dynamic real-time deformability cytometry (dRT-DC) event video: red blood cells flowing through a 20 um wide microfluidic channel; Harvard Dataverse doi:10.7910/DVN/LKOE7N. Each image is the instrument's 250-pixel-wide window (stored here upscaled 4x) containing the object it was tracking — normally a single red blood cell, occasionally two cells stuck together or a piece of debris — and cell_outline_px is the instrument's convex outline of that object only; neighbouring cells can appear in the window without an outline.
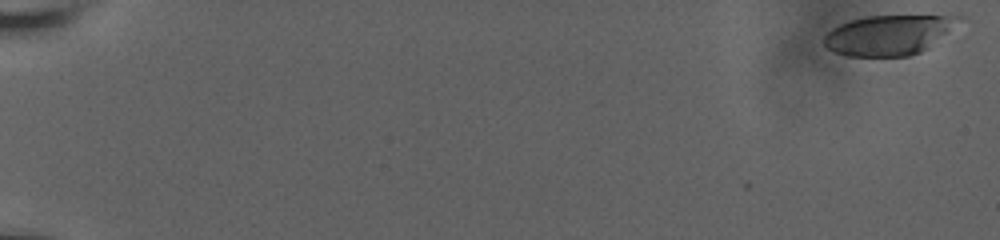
{"species": "human", "species_latin": "Homo sapiens", "temperature_condition": "room temperature", "stored_images_in_passage": 34, "camera_frame_rate_fps": 3000, "um_per_image_px": 0.085, "donor": {"sex": "male"}, "frame": {"image": 1, "passage_image": 1, "time_ms": 0.0, "image_size_px": [1000, 240], "cell_outline_px": [[968, 20], [928, 48], [920, 52], [908, 56], [848, 56], [836, 52], [828, 48], [824, 44], [824, 36], [832, 28], [840, 24], [852, 20], [868, 16], [968, 16]], "centroid_in_image_um": [75.66, 2.96], "position_along_channel_um": 9.3, "area_um2": 31.67}}
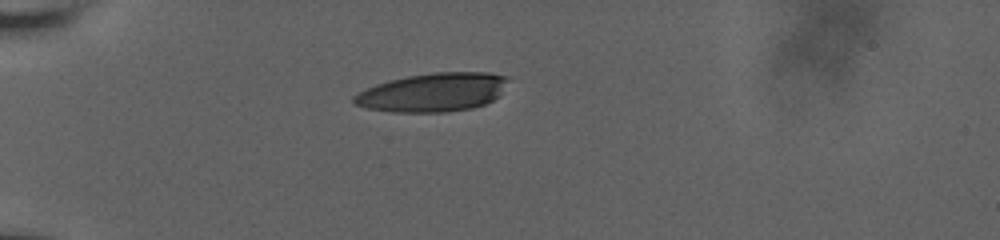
{"frame": {"image": 2, "passage_image": 24, "time_ms": 6.0, "image_size_px": [1000, 240], "cell_outline_px": [[508, 80], [500, 96], [484, 104], [472, 108], [448, 112], [392, 112], [364, 108], [352, 104], [352, 96], [376, 84], [388, 80], [408, 76], [432, 72], [488, 72], [508, 76]], "centroid_in_image_um": [36.79, 7.85], "position_along_channel_um": 48.2, "area_um2": 35.03}}
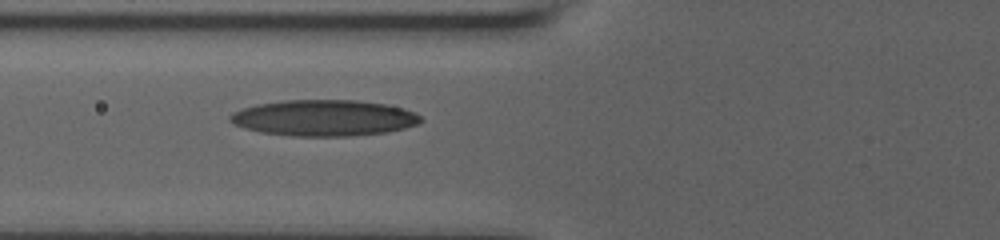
{"frame": {"image": 3, "passage_image": 33, "time_ms": 8.333, "image_size_px": [1000, 240], "cell_outline_px": [[424, 120], [416, 124], [404, 128], [388, 132], [352, 136], [292, 136], [260, 132], [244, 128], [228, 120], [228, 116], [232, 112], [256, 104], [284, 100], [356, 100], [384, 104], [404, 108], [416, 112]], "centroid_in_image_um": [27.54, 10.02], "position_along_channel_um": 98.3, "area_um2": 40.29}}